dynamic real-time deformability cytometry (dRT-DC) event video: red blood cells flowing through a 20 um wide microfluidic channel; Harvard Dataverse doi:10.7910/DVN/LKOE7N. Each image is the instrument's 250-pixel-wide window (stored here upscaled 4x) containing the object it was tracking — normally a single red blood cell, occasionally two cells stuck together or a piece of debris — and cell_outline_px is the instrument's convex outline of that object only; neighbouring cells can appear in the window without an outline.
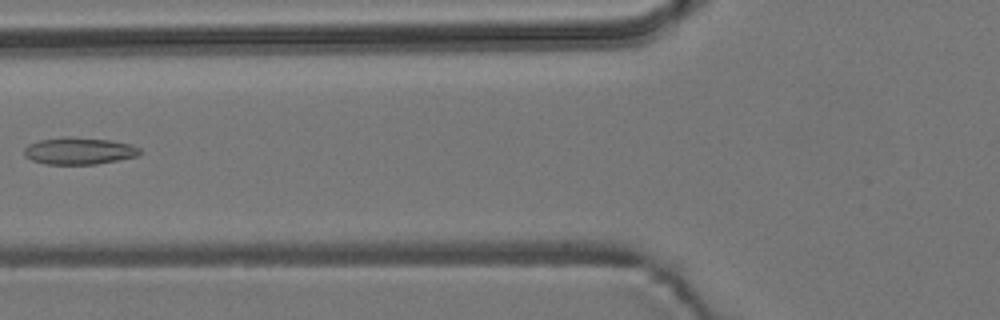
{"species": "common noctule bat (a hibernating species)", "species_latin": "Nyctalus noctula", "temperature_condition": "room temperature", "stored_images_in_passage": 3, "camera_frame_rate_fps": 3000, "um_per_image_px": 0.085, "animal": {"sex": "male", "body_mass_g": 19.2, "forearm_length_mm": 51.8}, "frame": {"image": 1, "passage_image": 2, "time_ms": 1.333, "image_size_px": [1000, 320], "cell_outline_px": [[140, 152], [136, 156], [96, 164], [44, 164], [32, 160], [24, 156], [24, 148], [28, 144], [40, 140], [64, 136], [68, 136], [112, 140], [132, 144], [140, 148]], "centroid_in_image_um": [6.69, 12.81], "position_along_channel_um": 119.1, "area_um2": 18.26}}
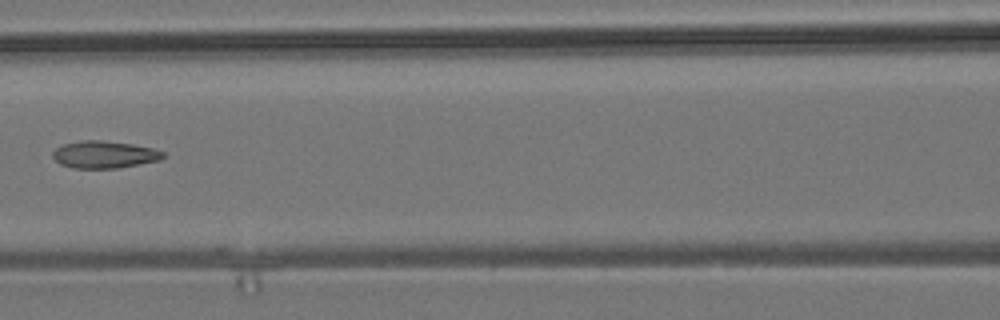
{"frame": {"image": 2, "passage_image": 3, "time_ms": 2.333, "image_size_px": [1000, 320], "cell_outline_px": [[164, 156], [160, 160], [116, 168], [72, 168], [60, 164], [52, 156], [52, 152], [56, 148], [64, 144], [80, 140], [100, 140], [132, 144], [152, 148], [164, 152]], "centroid_in_image_um": [8.84, 13.13], "position_along_channel_um": 157.8, "area_um2": 17.4}}